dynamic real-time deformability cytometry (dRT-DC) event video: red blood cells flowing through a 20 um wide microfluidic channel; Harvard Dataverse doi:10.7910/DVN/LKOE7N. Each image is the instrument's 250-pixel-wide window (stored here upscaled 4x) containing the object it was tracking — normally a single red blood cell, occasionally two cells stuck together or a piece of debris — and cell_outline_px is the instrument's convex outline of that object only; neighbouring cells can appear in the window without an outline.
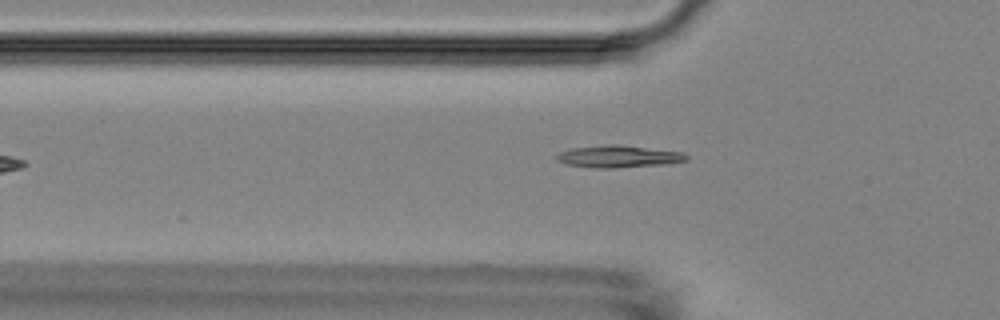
{"species": "Egyptian fruit bat (a non-hibernating species)", "species_latin": "Rousettus aegyptiacus", "temperature_condition": "room temperature", "stored_images_in_passage": 6, "camera_frame_rate_fps": 3000, "um_per_image_px": 0.085, "animal": {"sex": "female"}, "frame": {"image": 1, "passage_image": 6, "time_ms": 7.333, "image_size_px": [1000, 320], "cell_outline_px": [[688, 160], [664, 164], [616, 168], [596, 168], [568, 164], [556, 160], [556, 156], [560, 152], [572, 148], [608, 144], [616, 144], [684, 152], [688, 156]], "centroid_in_image_um": [52.59, 13.3], "position_along_channel_um": 73.2, "area_um2": 16.65}}